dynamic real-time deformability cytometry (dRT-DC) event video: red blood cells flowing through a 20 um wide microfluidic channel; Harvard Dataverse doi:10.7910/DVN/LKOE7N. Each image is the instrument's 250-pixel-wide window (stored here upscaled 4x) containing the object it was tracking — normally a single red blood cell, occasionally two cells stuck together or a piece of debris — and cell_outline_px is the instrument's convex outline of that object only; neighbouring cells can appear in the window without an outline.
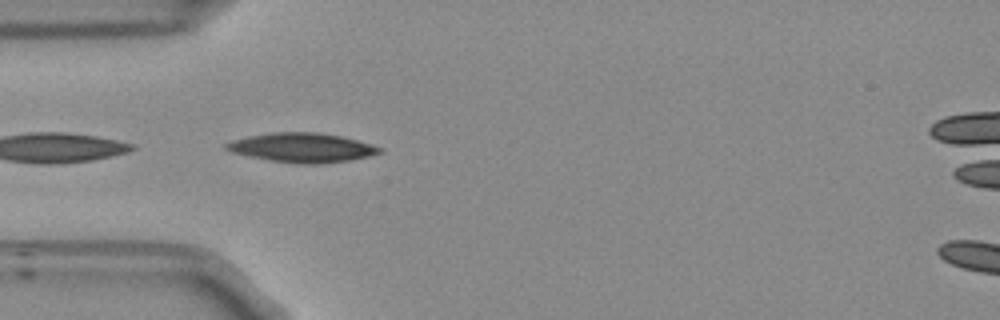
{"species": "Egyptian fruit bat (a non-hibernating species)", "species_latin": "Rousettus aegyptiacus", "temperature_condition": "room temperature", "stored_images_in_passage": 13, "camera_frame_rate_fps": 3000, "um_per_image_px": 0.085, "frame": {"image": 1, "passage_image": 1, "time_ms": 0.0, "image_size_px": [1000, 320], "cell_outline_px": [[384, 152], [368, 156], [348, 160], [316, 164], [304, 164], [272, 160], [248, 156], [232, 152], [224, 148], [224, 144], [232, 140], [248, 136], [268, 132], [316, 132], [344, 136], [372, 144], [384, 148]], "centroid_in_image_um": [25.7, 12.53], "position_along_channel_um": 59.3, "area_um2": 26.24}}